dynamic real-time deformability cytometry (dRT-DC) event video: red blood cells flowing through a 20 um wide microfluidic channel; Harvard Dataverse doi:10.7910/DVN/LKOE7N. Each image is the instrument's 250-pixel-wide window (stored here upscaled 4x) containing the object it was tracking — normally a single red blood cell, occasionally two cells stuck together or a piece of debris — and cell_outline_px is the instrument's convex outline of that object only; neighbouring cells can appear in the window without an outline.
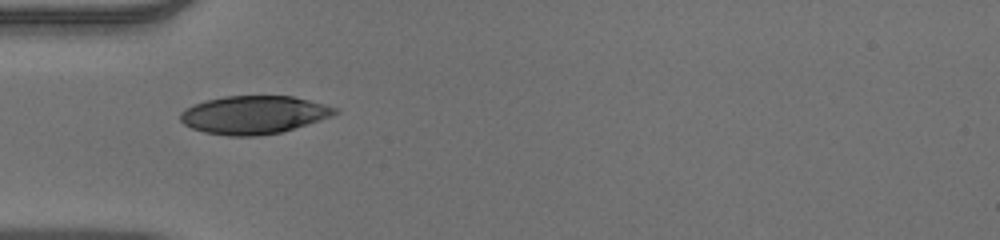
{"species": "human", "species_latin": "Homo sapiens", "temperature_condition": "warm", "stored_images_in_passage": 35, "camera_frame_rate_fps": 3000, "um_per_image_px": 0.085, "donor": {"sex": "male"}, "frame": {"image": 1, "passage_image": 1, "time_ms": 0.0, "image_size_px": [1000, 240], "cell_outline_px": [[340, 112], [332, 116], [320, 120], [280, 132], [256, 136], [228, 136], [204, 132], [192, 128], [184, 124], [180, 120], [180, 112], [184, 108], [192, 104], [224, 96], [292, 96], [324, 104], [336, 108]], "centroid_in_image_um": [21.54, 9.76], "position_along_channel_um": 63.5, "area_um2": 34.22}}
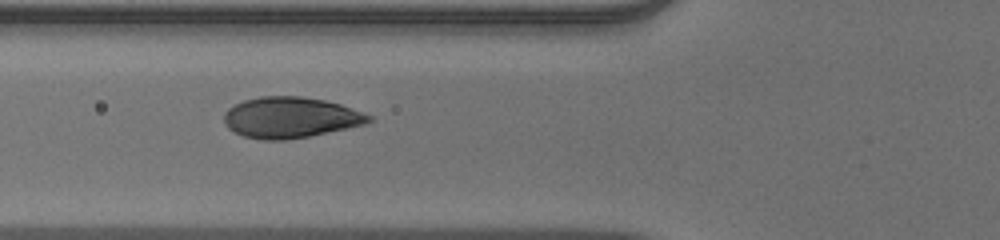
{"frame": {"image": 2, "passage_image": 4, "time_ms": 1.0, "image_size_px": [1000, 240], "cell_outline_px": [[372, 120], [364, 124], [348, 128], [308, 136], [284, 140], [264, 140], [244, 136], [228, 128], [224, 120], [224, 112], [228, 108], [244, 100], [260, 96], [300, 96], [324, 100], [340, 104], [352, 108], [372, 116]], "centroid_in_image_um": [24.68, 9.98], "position_along_channel_um": 101.1, "area_um2": 34.28}}